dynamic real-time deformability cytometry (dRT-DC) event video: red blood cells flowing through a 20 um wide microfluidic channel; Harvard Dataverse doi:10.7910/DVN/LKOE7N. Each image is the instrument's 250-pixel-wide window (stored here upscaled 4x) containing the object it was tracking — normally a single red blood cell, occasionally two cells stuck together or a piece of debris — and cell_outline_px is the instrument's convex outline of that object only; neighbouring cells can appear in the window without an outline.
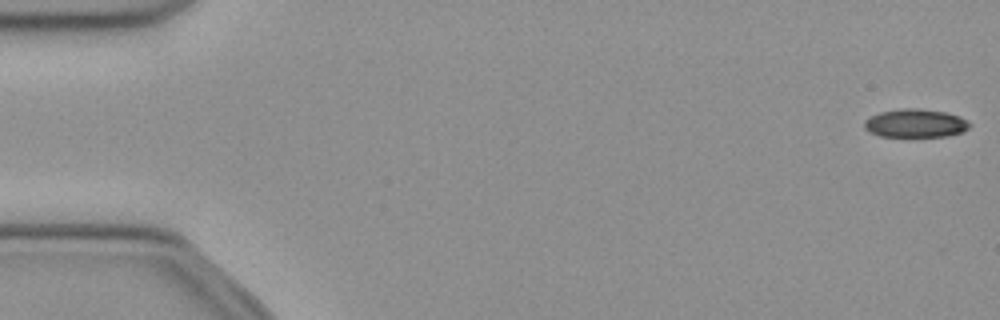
{"species": "common noctule bat (a hibernating species)", "species_latin": "Nyctalus noctula", "temperature_condition": "cold", "stored_images_in_passage": 8, "camera_frame_rate_fps": 3000, "um_per_image_px": 0.085, "animal": {"sex": "female", "body_mass_g": 21.9}, "frame": {"image": 1, "passage_image": 1, "time_ms": 0.0, "image_size_px": [1000, 320], "cell_outline_px": [[972, 124], [964, 132], [948, 136], [880, 136], [868, 132], [864, 128], [864, 120], [880, 112], [900, 108], [916, 108], [948, 112], [960, 116], [968, 120]], "centroid_in_image_um": [77.84, 10.47], "position_along_channel_um": 7.2, "area_um2": 17.63}}